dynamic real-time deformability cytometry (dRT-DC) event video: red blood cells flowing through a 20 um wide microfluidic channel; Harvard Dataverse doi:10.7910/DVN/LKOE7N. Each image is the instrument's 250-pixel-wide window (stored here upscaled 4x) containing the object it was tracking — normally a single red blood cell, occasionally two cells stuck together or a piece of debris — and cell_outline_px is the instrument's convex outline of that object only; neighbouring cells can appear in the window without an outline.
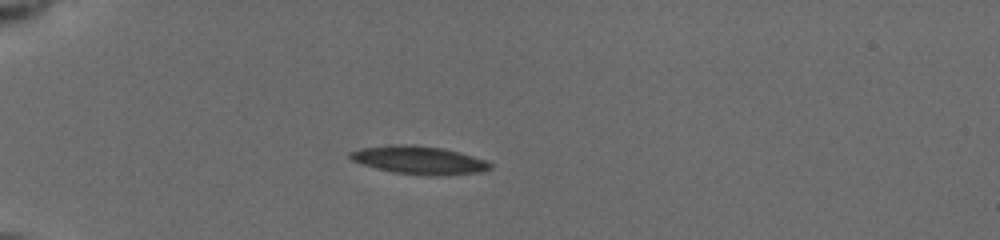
{"species": "common noctule bat (a hibernating species)", "species_latin": "Nyctalus noctula", "temperature_condition": "cold", "stored_images_in_passage": 52, "camera_frame_rate_fps": 3000, "um_per_image_px": 0.085, "animal": {"sex": "female", "body_mass_g": 19.5, "forearm_length_mm": 54.1}, "frame": {"image": 1, "passage_image": 1, "time_ms": 0.0, "image_size_px": [1000, 240], "cell_outline_px": [[492, 168], [480, 172], [448, 176], [428, 176], [392, 172], [376, 168], [352, 160], [348, 156], [348, 152], [360, 148], [388, 144], [412, 144], [444, 148], [460, 152], [488, 160], [492, 164]], "centroid_in_image_um": [35.65, 13.61], "position_along_channel_um": 49.3, "area_um2": 23.47}}
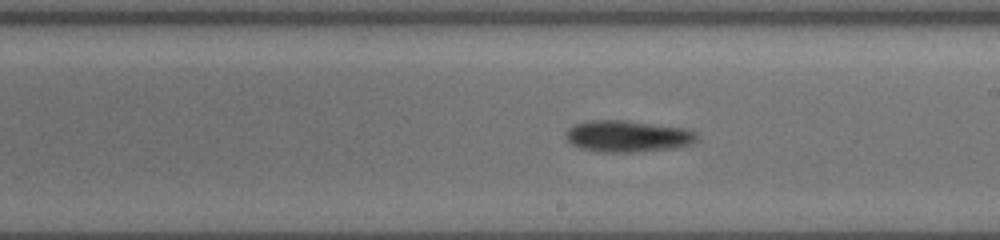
{"frame": {"image": 2, "passage_image": 20, "time_ms": 5.667, "image_size_px": [1000, 240], "cell_outline_px": [[700, 140], [688, 144], [672, 148], [632, 152], [600, 152], [580, 148], [572, 144], [564, 136], [564, 132], [568, 128], [576, 124], [588, 120], [624, 120], [684, 128], [696, 132], [700, 136]], "centroid_in_image_um": [53.33, 11.57], "position_along_channel_um": 235.7, "area_um2": 24.16}}
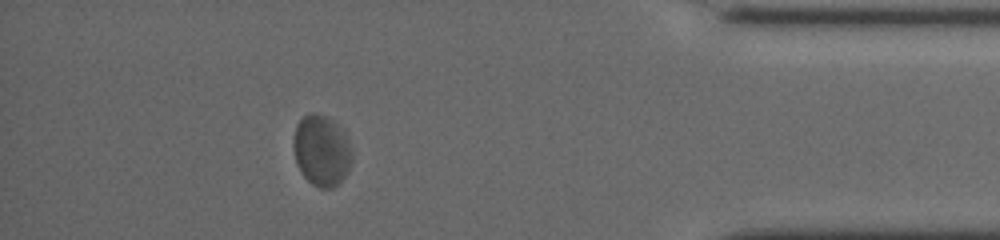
{"frame": {"image": 3, "passage_image": 44, "time_ms": 11.0, "image_size_px": [1000, 240], "cell_outline_px": [[352, 160], [348, 172], [332, 188], [320, 188], [312, 184], [304, 176], [296, 164], [292, 148], [292, 140], [296, 124], [304, 116], [312, 112], [316, 112], [328, 116], [344, 128], [352, 152]], "centroid_in_image_um": [27.33, 12.75], "position_along_channel_um": 407.9, "area_um2": 24.74}, "authors_computed_cell_mechanics": {"area_um2": 23.9292, "velocity_mm_per_s": 3.8565, "shape_relaxation_time_tau1_ms": 3.4484, "shape_relaxation_time_tau2_ms": 5.0423, "deformation_change_tau1": 0.0628, "deformation_change_tau2": 0.0894}}